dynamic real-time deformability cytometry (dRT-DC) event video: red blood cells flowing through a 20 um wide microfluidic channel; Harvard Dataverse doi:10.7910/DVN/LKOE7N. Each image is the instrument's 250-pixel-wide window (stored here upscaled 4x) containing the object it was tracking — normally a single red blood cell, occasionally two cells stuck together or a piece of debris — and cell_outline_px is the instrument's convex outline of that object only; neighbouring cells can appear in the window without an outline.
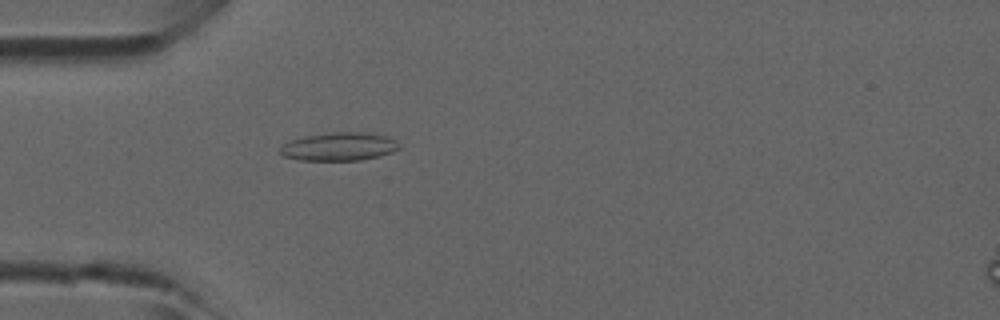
{"species": "common noctule bat (a hibernating species)", "species_latin": "Nyctalus noctula", "temperature_condition": "room temperature", "stored_images_in_passage": 5, "camera_frame_rate_fps": 3000, "um_per_image_px": 0.085, "animal": {"sex": "male", "forearm_length_mm": 52.5}, "frame": {"image": 1, "passage_image": 4, "time_ms": 1.0, "image_size_px": [1000, 320], "cell_outline_px": [[400, 148], [392, 152], [380, 156], [360, 160], [300, 160], [284, 156], [280, 152], [280, 148], [284, 144], [292, 140], [304, 136], [336, 132], [360, 132], [388, 136], [396, 140], [400, 144]], "centroid_in_image_um": [28.87, 12.46], "position_along_channel_um": 56.1, "area_um2": 19.48}}